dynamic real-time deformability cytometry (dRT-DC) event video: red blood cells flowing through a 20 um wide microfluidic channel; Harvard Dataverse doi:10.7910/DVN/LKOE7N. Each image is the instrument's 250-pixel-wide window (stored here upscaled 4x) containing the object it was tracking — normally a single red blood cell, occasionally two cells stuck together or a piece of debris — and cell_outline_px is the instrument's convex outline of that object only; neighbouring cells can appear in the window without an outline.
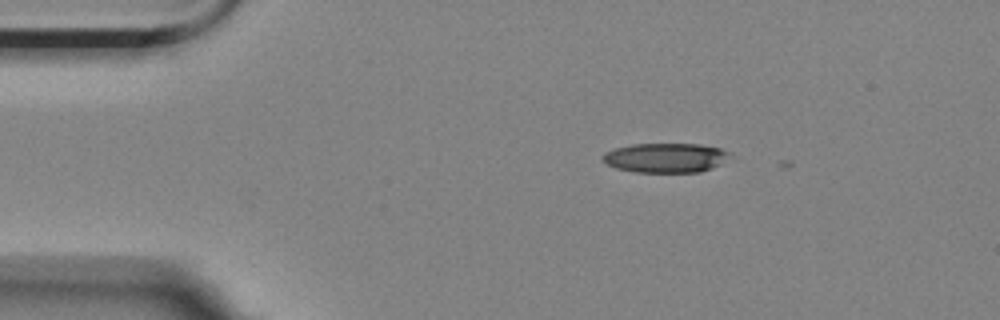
{"species": "Egyptian fruit bat (a non-hibernating species)", "species_latin": "Rousettus aegyptiacus", "temperature_condition": "room temperature", "stored_images_in_passage": 3, "camera_frame_rate_fps": 3000, "um_per_image_px": 0.085, "animal": {"sex": "female"}, "frame": {"image": 1, "passage_image": 2, "time_ms": 0.333, "image_size_px": [1000, 320], "cell_outline_px": [[732, 156], [720, 164], [712, 168], [700, 172], [636, 172], [616, 168], [608, 164], [600, 156], [604, 152], [616, 148], [632, 144], [700, 144], [720, 148], [728, 152]], "centroid_in_image_um": [56.58, 13.41], "position_along_channel_um": 28.4, "area_um2": 21.85}}